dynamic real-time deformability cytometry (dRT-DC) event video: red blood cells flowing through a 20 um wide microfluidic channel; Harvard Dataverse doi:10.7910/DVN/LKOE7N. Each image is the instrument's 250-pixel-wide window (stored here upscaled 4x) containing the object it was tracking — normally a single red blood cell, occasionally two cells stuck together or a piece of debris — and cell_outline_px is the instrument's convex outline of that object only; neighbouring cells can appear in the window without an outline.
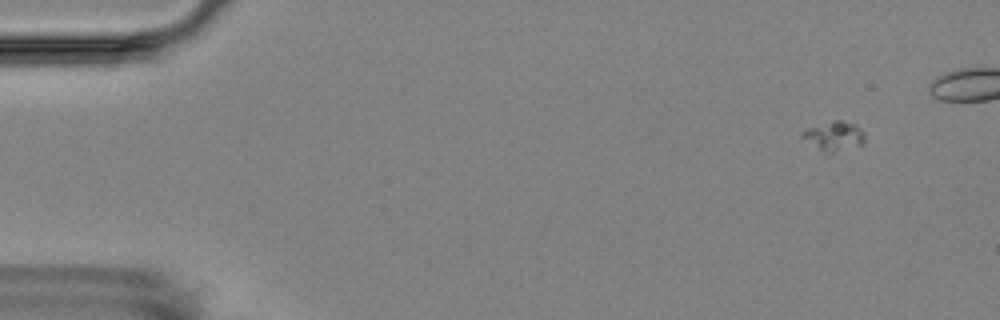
{"species": "Egyptian fruit bat (a non-hibernating species)", "species_latin": "Rousettus aegyptiacus", "temperature_condition": "room temperature", "stored_images_in_passage": 6, "segment_of_instrument_passage": [1, 2], "camera_frame_rate_fps": 3000, "um_per_image_px": 0.085, "animal": {"sex": "female"}, "frame": {"image": 1, "passage_image": 1, "time_ms": 0.0, "image_size_px": [1000, 320], "cell_outline_px": [[864, 144], [832, 152], [828, 152], [820, 148], [800, 136], [800, 132], [808, 128], [832, 120], [840, 120], [856, 124], [864, 132]], "centroid_in_image_um": [70.93, 11.52], "position_along_channel_um": 14.1, "area_um2": 10.35}}